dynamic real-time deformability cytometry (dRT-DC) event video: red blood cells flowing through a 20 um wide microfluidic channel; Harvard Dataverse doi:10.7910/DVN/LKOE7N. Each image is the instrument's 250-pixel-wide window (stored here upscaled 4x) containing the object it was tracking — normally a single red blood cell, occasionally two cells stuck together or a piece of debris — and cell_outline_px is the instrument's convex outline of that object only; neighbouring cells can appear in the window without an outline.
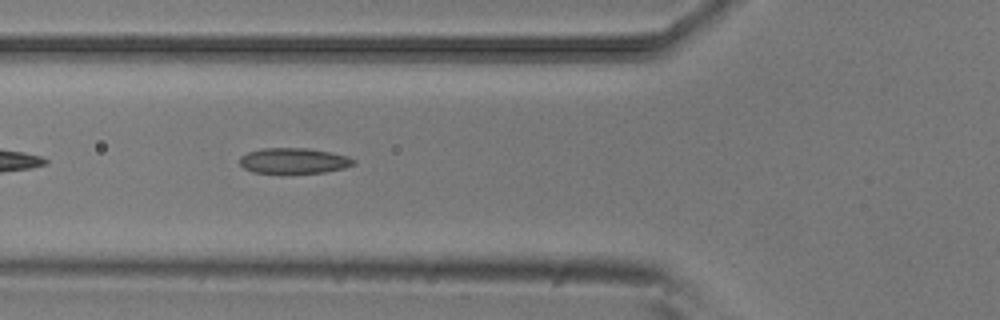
{"species": "common noctule bat (a hibernating species)", "species_latin": "Nyctalus noctula", "temperature_condition": "room temperature", "stored_images_in_passage": 37, "camera_frame_rate_fps": 3000, "um_per_image_px": 0.085, "animal": {"sex": "male", "body_mass_g": 20.5, "forearm_length_mm": 52.5}, "frame": {"image": 1, "passage_image": 5, "time_ms": 1.333, "image_size_px": [1000, 320], "cell_outline_px": [[356, 164], [344, 168], [324, 172], [284, 176], [252, 172], [244, 168], [240, 164], [240, 156], [248, 152], [264, 148], [308, 148], [348, 156], [356, 160]], "centroid_in_image_um": [24.95, 13.71], "position_along_channel_um": 100.9, "area_um2": 17.74}}
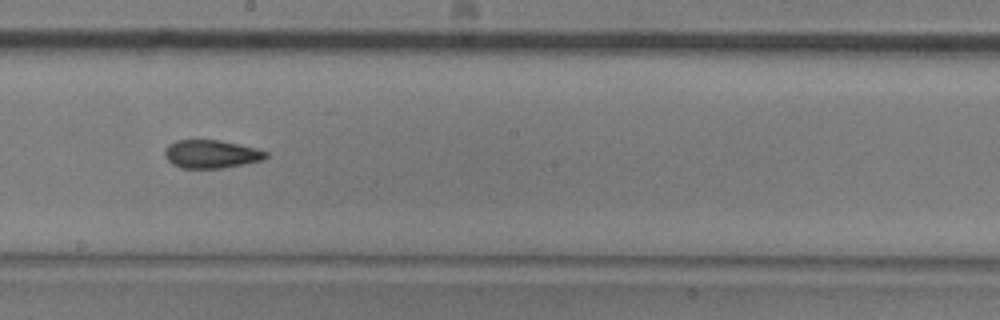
{"frame": {"image": 2, "passage_image": 15, "time_ms": 4.667, "image_size_px": [1000, 320], "cell_outline_px": [[268, 156], [264, 160], [224, 168], [180, 168], [172, 164], [164, 156], [164, 152], [168, 144], [176, 140], [220, 140], [256, 148], [268, 152]], "centroid_in_image_um": [17.96, 13.1], "position_along_channel_um": 230.2, "area_um2": 16.76}}
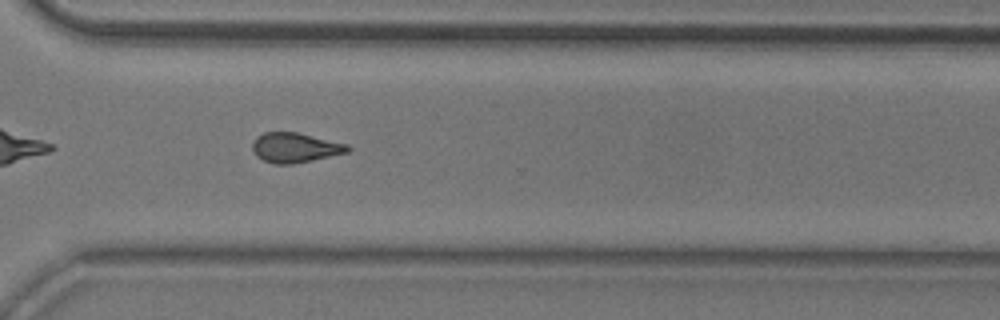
{"frame": {"image": 3, "passage_image": 24, "time_ms": 7.667, "image_size_px": [1000, 320], "cell_outline_px": [[352, 148], [348, 152], [312, 160], [292, 164], [276, 164], [264, 160], [256, 156], [252, 148], [252, 140], [256, 136], [264, 132], [296, 132], [348, 144]], "centroid_in_image_um": [25.06, 12.54], "position_along_channel_um": 345.5, "area_um2": 16.53}, "authors_computed_cell_mechanics": {"area_um2": 16.762, "velocity_mm_per_s": 3.8547, "shape_relaxation_time_tau1_ms": null, "shape_relaxation_time_tau2_ms": 2.9335, "deformation_change_tau1": null, "deformation_change_tau2": 0.098}}